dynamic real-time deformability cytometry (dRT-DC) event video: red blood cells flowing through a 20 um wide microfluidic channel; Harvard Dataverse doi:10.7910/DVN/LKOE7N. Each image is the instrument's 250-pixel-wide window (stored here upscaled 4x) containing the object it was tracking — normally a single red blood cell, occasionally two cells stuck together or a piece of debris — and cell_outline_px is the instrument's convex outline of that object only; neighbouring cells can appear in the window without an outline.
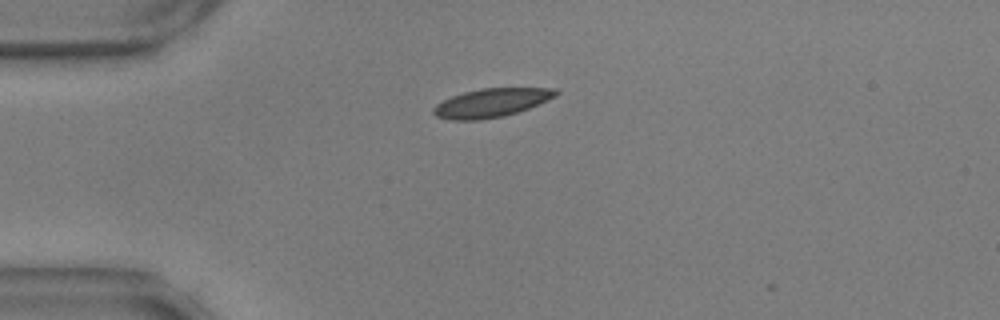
{"species": "common noctule bat (a hibernating species)", "species_latin": "Nyctalus noctula", "temperature_condition": "warm", "stored_images_in_passage": 2, "camera_frame_rate_fps": 3000, "um_per_image_px": 0.085, "animal": {"sex": "male", "body_mass_g": 17.9, "forearm_length_mm": 54.2}, "frame": {"image": 1, "passage_image": 1, "time_ms": 0.0, "image_size_px": [1000, 320], "cell_outline_px": [[560, 92], [556, 96], [548, 100], [528, 108], [504, 116], [480, 120], [448, 120], [436, 116], [432, 112], [432, 108], [436, 104], [452, 96], [464, 92], [480, 88], [556, 88]], "centroid_in_image_um": [41.75, 8.74], "position_along_channel_um": 43.3, "area_um2": 20.46}}